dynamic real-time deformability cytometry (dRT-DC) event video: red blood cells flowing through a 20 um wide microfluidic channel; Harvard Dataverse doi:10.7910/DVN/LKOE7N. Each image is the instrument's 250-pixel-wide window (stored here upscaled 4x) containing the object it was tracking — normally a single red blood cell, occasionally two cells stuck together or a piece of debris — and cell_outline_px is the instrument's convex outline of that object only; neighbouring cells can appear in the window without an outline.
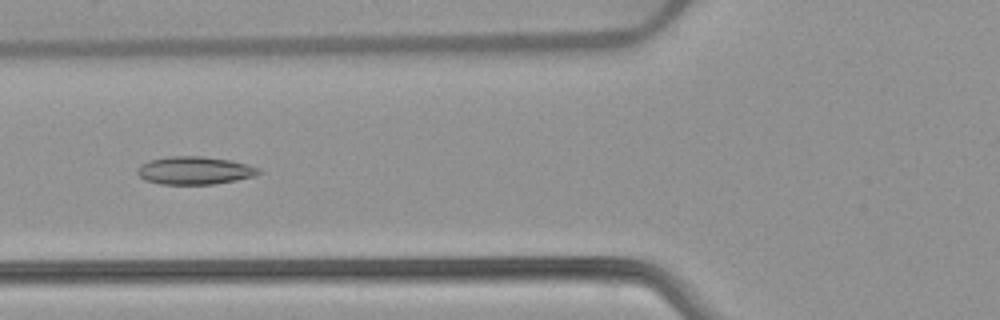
{"species": "common noctule bat (a hibernating species)", "species_latin": "Nyctalus noctula", "temperature_condition": "warm", "stored_images_in_passage": 5, "camera_frame_rate_fps": 3000, "um_per_image_px": 0.085, "animal": {"sex": "female", "body_mass_g": 22.7, "forearm_length_mm": 54.2}, "frame": {"image": 1, "passage_image": 5, "time_ms": 5.667, "image_size_px": [1000, 320], "cell_outline_px": [[264, 172], [256, 176], [216, 184], [160, 184], [144, 180], [136, 172], [136, 168], [140, 164], [148, 160], [168, 156], [204, 156], [228, 160], [248, 164], [260, 168]], "centroid_in_image_um": [16.55, 14.49], "position_along_channel_um": 109.3, "area_um2": 20.06}}